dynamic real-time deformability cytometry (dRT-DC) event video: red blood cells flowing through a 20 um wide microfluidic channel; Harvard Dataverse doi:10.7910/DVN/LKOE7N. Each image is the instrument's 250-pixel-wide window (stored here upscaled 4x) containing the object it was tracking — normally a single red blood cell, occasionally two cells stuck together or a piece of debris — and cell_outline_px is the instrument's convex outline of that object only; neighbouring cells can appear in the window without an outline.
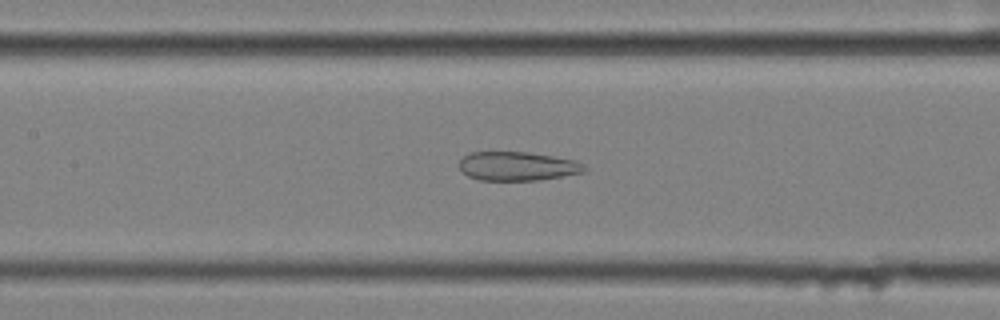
{"species": "common noctule bat (a hibernating species)", "species_latin": "Nyctalus noctula", "temperature_condition": "cold", "stored_images_in_passage": 36, "camera_frame_rate_fps": 3000, "um_per_image_px": 0.085, "animal": {"sex": "female", "body_mass_g": 25.1}, "frame": {"image": 1, "passage_image": 9, "time_ms": 2.667, "image_size_px": [1000, 320], "cell_outline_px": [[588, 168], [584, 172], [540, 180], [480, 180], [468, 176], [460, 172], [460, 160], [464, 156], [472, 152], [528, 152], [576, 160], [584, 164]], "centroid_in_image_um": [43.99, 14.13], "position_along_channel_um": 163.4, "area_um2": 21.15}}
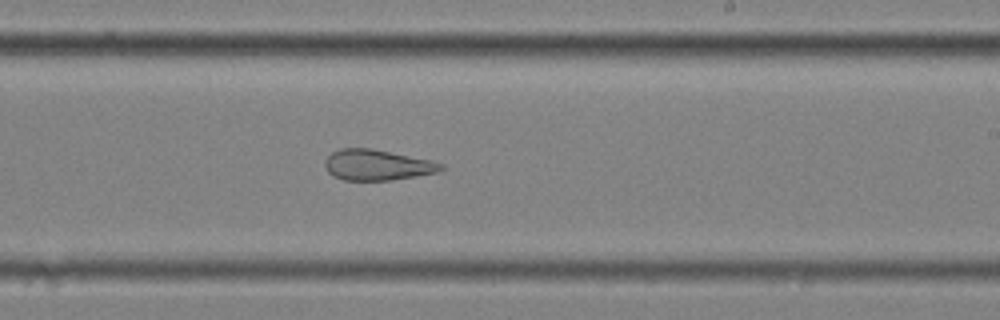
{"frame": {"image": 2, "passage_image": 17, "time_ms": 5.333, "image_size_px": [1000, 320], "cell_outline_px": [[444, 168], [440, 172], [392, 180], [344, 180], [332, 176], [328, 172], [324, 164], [324, 160], [332, 152], [340, 148], [372, 148], [432, 160], [444, 164]], "centroid_in_image_um": [32.07, 14.02], "position_along_channel_um": 256.9, "area_um2": 20.98}}
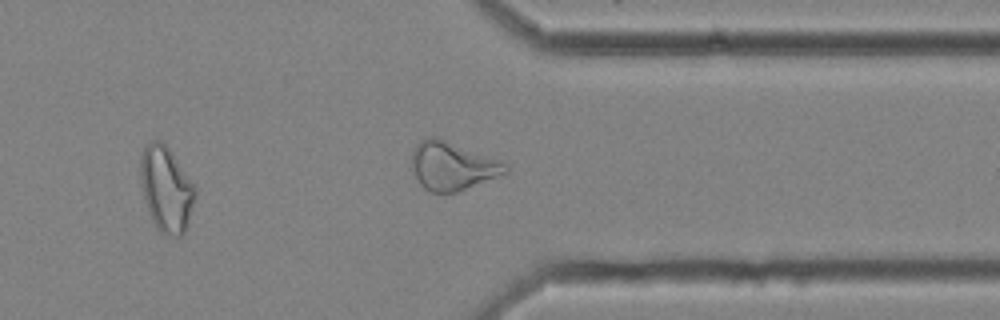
{"frame": {"image": 3, "passage_image": 27, "time_ms": 8.667, "image_size_px": [1000, 320], "cell_outline_px": [[196, 192], [188, 224], [184, 232], [176, 240], [160, 232], [156, 228], [148, 212], [144, 200], [140, 180], [140, 156], [144, 144], [152, 140], [160, 140], [168, 148], [196, 188]], "centroid_in_image_um": [14.09, 16.1], "position_along_channel_um": 397.3, "area_um2": 27.4}, "authors_computed_cell_mechanics": {"area_um2": 22.5131, "velocity_mm_per_s": 3.5157, "shape_relaxation_time_tau1_ms": null, "shape_relaxation_time_tau2_ms": 3.1421, "deformation_change_tau1": null, "deformation_change_tau2": 0.124}}